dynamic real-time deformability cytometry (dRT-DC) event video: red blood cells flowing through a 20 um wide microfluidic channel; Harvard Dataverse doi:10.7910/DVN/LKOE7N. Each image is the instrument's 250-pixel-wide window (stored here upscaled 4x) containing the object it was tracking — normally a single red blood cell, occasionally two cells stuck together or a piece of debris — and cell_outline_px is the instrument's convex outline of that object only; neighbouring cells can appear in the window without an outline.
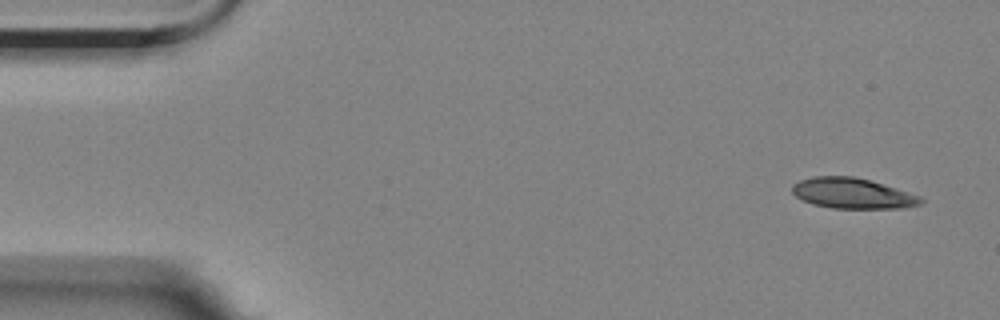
{"species": "Egyptian fruit bat (a non-hibernating species)", "species_latin": "Rousettus aegyptiacus", "temperature_condition": "room temperature", "stored_images_in_passage": 6, "camera_frame_rate_fps": 3000, "um_per_image_px": 0.085, "animal": {"sex": "female"}, "frame": {"image": 1, "passage_image": 1, "time_ms": 0.0, "image_size_px": [1000, 320], "cell_outline_px": [[924, 200], [920, 204], [904, 208], [832, 208], [812, 204], [796, 196], [792, 192], [792, 184], [800, 180], [812, 176], [852, 176], [868, 180], [920, 196]], "centroid_in_image_um": [72.42, 16.43], "position_along_channel_um": 12.6, "area_um2": 22.6}}
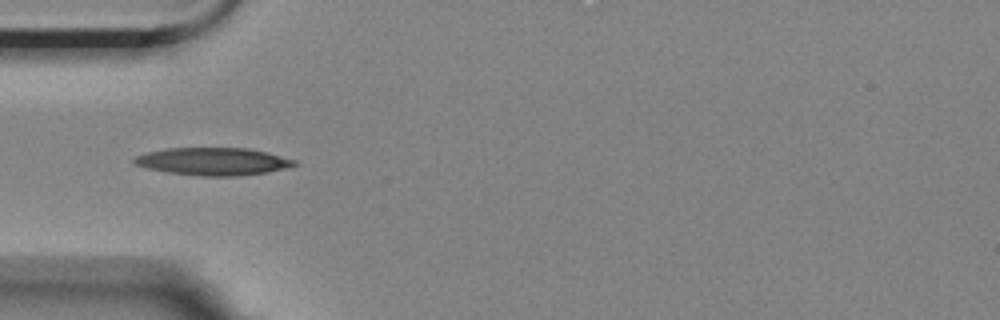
{"frame": {"image": 2, "passage_image": 5, "time_ms": 4.667, "image_size_px": [1000, 320], "cell_outline_px": [[300, 164], [288, 168], [268, 172], [236, 176], [200, 176], [168, 172], [148, 168], [136, 164], [132, 160], [136, 156], [148, 152], [168, 148], [248, 148], [296, 160]], "centroid_in_image_um": [18.16, 13.73], "position_along_channel_um": 66.8, "area_um2": 25.61}}
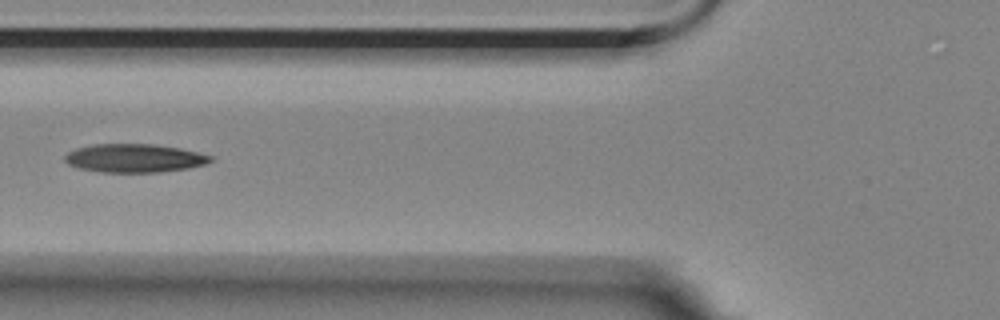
{"frame": {"image": 3, "passage_image": 6, "time_ms": 6.0, "image_size_px": [1000, 320], "cell_outline_px": [[212, 160], [204, 164], [188, 168], [160, 172], [104, 172], [80, 168], [68, 164], [64, 160], [64, 156], [68, 152], [76, 148], [92, 144], [152, 144], [180, 148], [212, 156]], "centroid_in_image_um": [11.4, 13.44], "position_along_channel_um": 114.4, "area_um2": 23.99}}